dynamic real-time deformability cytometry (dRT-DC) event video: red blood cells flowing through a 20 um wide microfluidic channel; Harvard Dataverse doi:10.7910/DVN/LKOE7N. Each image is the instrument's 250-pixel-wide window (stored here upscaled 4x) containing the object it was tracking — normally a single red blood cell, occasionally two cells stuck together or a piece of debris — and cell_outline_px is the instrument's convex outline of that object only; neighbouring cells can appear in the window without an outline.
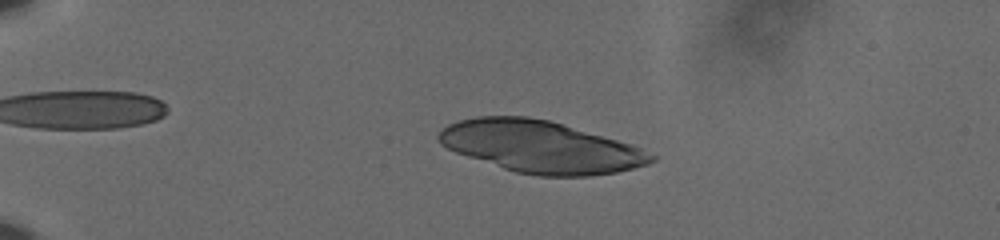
{"species": "human", "species_latin": "Homo sapiens", "temperature_condition": "cold", "stored_images_in_passage": 57, "camera_frame_rate_fps": 3000, "um_per_image_px": 0.085, "donor": {"sex": "male"}, "frame": {"image": 1, "passage_image": 14, "time_ms": 4.333, "image_size_px": [1000, 240], "cell_outline_px": [[656, 160], [648, 164], [616, 172], [588, 176], [536, 176], [516, 172], [456, 152], [440, 144], [436, 140], [436, 136], [448, 124], [460, 120], [476, 116], [528, 116], [548, 120], [632, 144], [656, 156]], "centroid_in_image_um": [45.94, 12.47], "position_along_channel_um": 39.1, "area_um2": 63.87}}
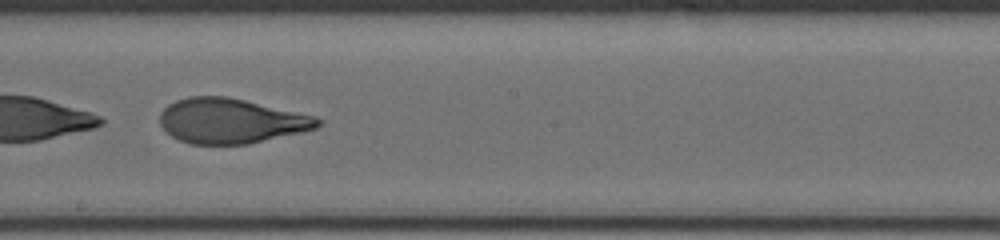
{"frame": {"image": 2, "passage_image": 36, "time_ms": 11.667, "image_size_px": [1000, 240], "cell_outline_px": [[324, 120], [316, 128], [300, 132], [248, 144], [188, 144], [172, 136], [160, 124], [160, 112], [168, 104], [176, 100], [188, 96], [228, 96], [316, 116]], "centroid_in_image_um": [19.62, 10.27], "position_along_channel_um": 228.6, "area_um2": 41.33}}
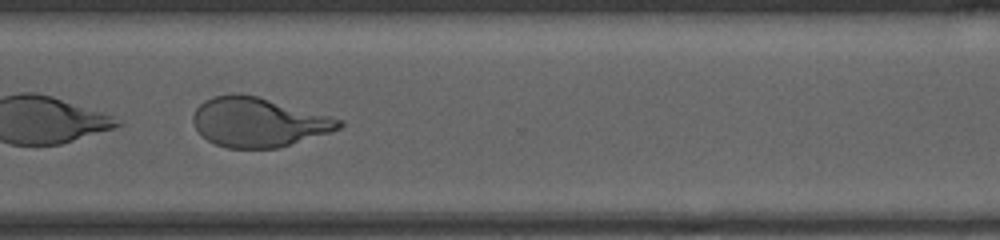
{"frame": {"image": 3, "passage_image": 46, "time_ms": 15.0, "image_size_px": [1000, 240], "cell_outline_px": [[344, 124], [340, 128], [280, 148], [228, 148], [216, 144], [208, 140], [196, 128], [192, 120], [192, 116], [196, 108], [204, 100], [212, 96], [232, 92], [236, 92], [256, 96], [332, 116], [344, 120]], "centroid_in_image_um": [21.95, 10.37], "position_along_channel_um": 348.6, "area_um2": 41.96}}